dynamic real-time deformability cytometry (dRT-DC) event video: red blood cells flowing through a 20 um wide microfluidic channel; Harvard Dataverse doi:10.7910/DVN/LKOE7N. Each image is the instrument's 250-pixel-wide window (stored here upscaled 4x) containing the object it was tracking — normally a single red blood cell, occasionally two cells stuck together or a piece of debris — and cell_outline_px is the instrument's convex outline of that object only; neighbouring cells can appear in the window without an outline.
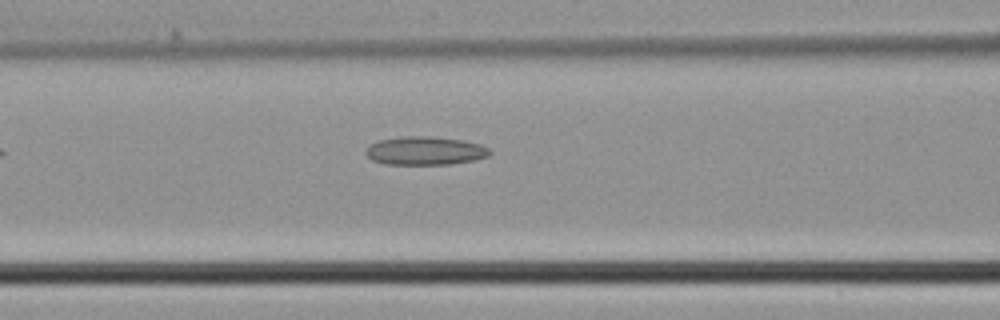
{"species": "common noctule bat (a hibernating species)", "species_latin": "Nyctalus noctula", "temperature_condition": "cold", "stored_images_in_passage": 6, "camera_frame_rate_fps": 3000, "um_per_image_px": 0.085, "animal": {"sex": "male", "body_mass_g": 21.5, "forearm_length_mm": 52.0}, "frame": {"image": 1, "passage_image": 6, "time_ms": 1.667, "image_size_px": [1000, 320], "cell_outline_px": [[492, 152], [488, 156], [472, 160], [448, 164], [384, 164], [372, 160], [364, 152], [368, 144], [376, 140], [400, 136], [432, 136], [464, 140], [480, 144], [488, 148]], "centroid_in_image_um": [36.08, 12.8], "position_along_channel_um": 130.5, "area_um2": 20.75}}